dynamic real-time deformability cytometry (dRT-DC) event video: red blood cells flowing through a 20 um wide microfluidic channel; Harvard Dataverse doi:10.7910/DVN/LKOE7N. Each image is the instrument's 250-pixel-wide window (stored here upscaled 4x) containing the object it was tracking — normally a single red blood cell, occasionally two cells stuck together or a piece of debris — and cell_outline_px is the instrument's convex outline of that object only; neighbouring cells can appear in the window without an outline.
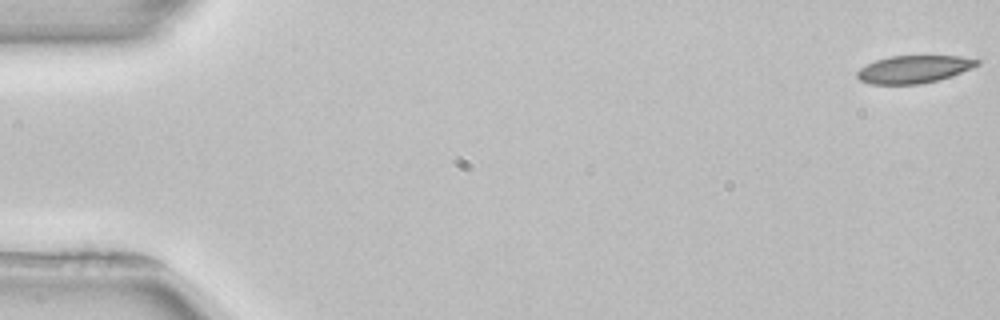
{"species": "common noctule bat (a hibernating species)", "species_latin": "Nyctalus noctula", "temperature_condition": "room temperature", "stored_images_in_passage": 53, "camera_frame_rate_fps": 3000, "um_per_image_px": 0.085, "animal": {"sex": "female", "body_mass_g": 22.7, "forearm_length_mm": 54.2}, "frame": {"image": 1, "passage_image": 1, "time_ms": 0.0, "image_size_px": [1000, 320], "cell_outline_px": [[980, 64], [952, 76], [920, 84], [872, 84], [860, 80], [856, 76], [856, 72], [860, 68], [876, 60], [892, 56], [960, 56], [980, 60]], "centroid_in_image_um": [77.68, 5.88], "position_along_channel_um": 7.3, "area_um2": 19.13}}
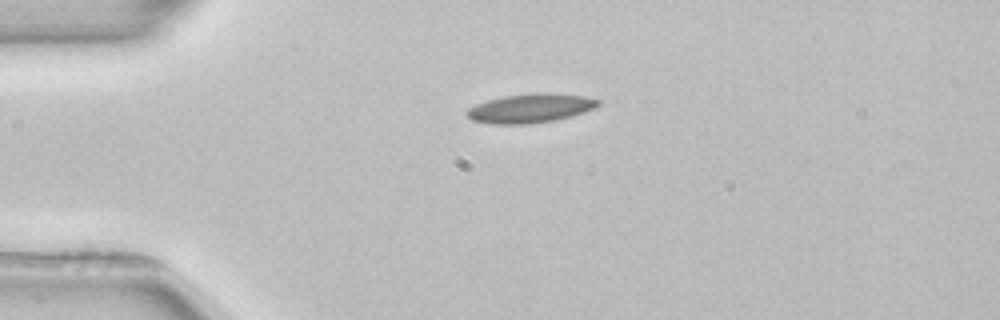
{"frame": {"image": 2, "passage_image": 13, "time_ms": 4.0, "image_size_px": [1000, 320], "cell_outline_px": [[600, 104], [584, 112], [572, 116], [552, 120], [528, 124], [492, 124], [472, 120], [464, 112], [468, 108], [476, 104], [488, 100], [504, 96], [540, 92], [548, 92], [584, 96], [600, 100]], "centroid_in_image_um": [45.06, 9.19], "position_along_channel_um": 39.9, "area_um2": 22.14}}
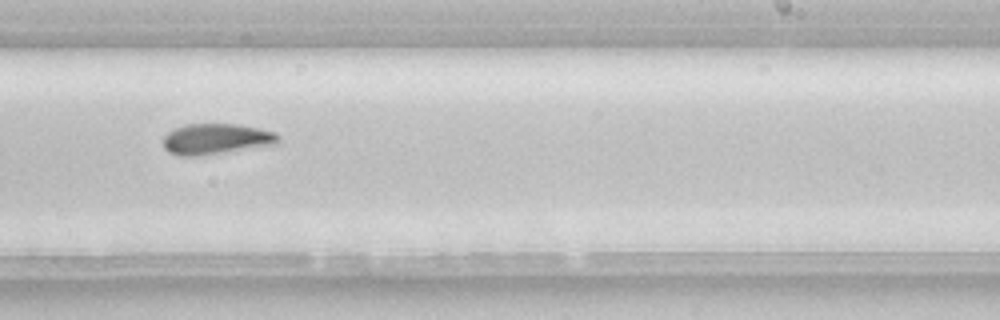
{"frame": {"image": 3, "passage_image": 33, "time_ms": 10.667, "image_size_px": [1000, 320], "cell_outline_px": [[280, 144], [228, 152], [200, 156], [180, 156], [168, 152], [164, 148], [160, 140], [168, 132], [184, 124], [240, 124], [260, 128], [276, 132], [280, 136]], "centroid_in_image_um": [18.39, 11.82], "position_along_channel_um": 270.6, "area_um2": 21.21}, "authors_computed_cell_mechanics": {"area_um2": 20.9236, "velocity_mm_per_s": 3.9136, "shape_relaxation_time_tau1_ms": 7.9429, "shape_relaxation_time_tau2_ms": null, "deformation_change_tau1": 0.1342, "deformation_change_tau2": null}}